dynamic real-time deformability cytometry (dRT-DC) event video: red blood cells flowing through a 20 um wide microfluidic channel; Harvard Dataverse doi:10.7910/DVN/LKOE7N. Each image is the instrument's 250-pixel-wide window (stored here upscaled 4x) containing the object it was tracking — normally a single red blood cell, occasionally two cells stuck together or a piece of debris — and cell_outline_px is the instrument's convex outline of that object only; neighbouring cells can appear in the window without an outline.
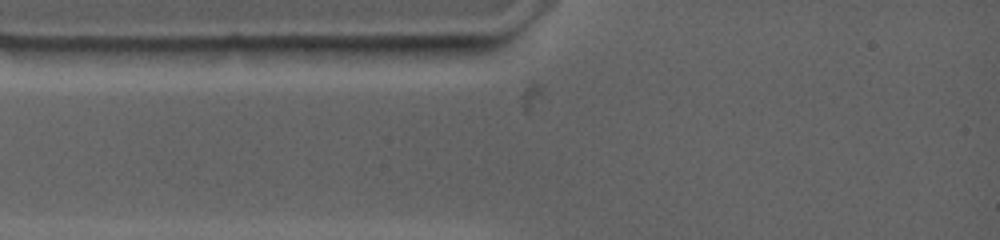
{"species": "common noctule bat (a hibernating species)", "species_latin": "Nyctalus noctula", "temperature_condition": "warm", "stored_images_in_passage": 1, "camera_frame_rate_fps": 4500, "um_per_image_px": 0.085, "animal": {"sex": "female", "body_mass_g": 19.0, "forearm_length_mm": 53.3}, "frame": {"image": 1, "passage_image": 1, "time_ms": 0.0, "image_size_px": [1000, 240], "cell_outline_px": [[424, 48], [416, 56], [308, 56], [272, 48], [304, 44], [424, 44]], "centroid_in_image_um": [30.17, 4.23], "position_along_channel_um": 54.8, "area_um2": 11.44}}